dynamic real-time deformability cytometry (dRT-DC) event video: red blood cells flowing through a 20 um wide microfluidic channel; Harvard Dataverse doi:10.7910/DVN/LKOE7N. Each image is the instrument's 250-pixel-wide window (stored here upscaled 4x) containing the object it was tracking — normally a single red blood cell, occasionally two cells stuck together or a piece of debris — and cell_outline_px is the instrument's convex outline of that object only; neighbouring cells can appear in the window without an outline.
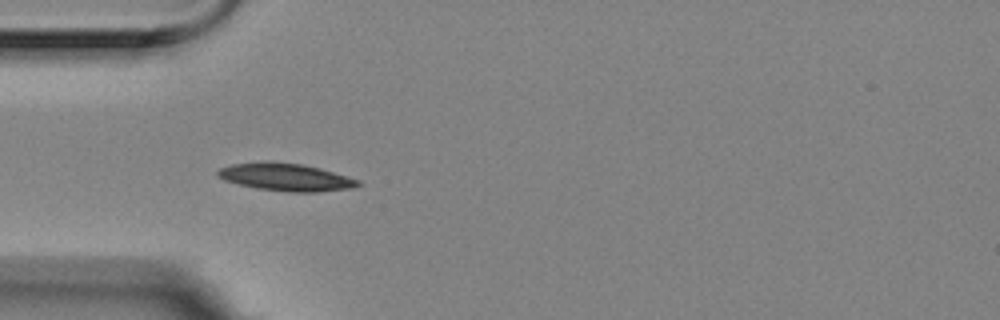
{"species": "Egyptian fruit bat (a non-hibernating species)", "species_latin": "Rousettus aegyptiacus", "temperature_condition": "room temperature", "stored_images_in_passage": 6, "camera_frame_rate_fps": 3000, "um_per_image_px": 0.085, "animal": {"sex": "female"}, "frame": {"image": 1, "passage_image": 5, "time_ms": 1.333, "image_size_px": [1000, 320], "cell_outline_px": [[360, 184], [352, 188], [316, 192], [288, 192], [256, 188], [224, 180], [216, 176], [216, 172], [220, 168], [232, 164], [264, 160], [272, 160], [300, 164], [320, 168], [360, 180]], "centroid_in_image_um": [24.25, 15.04], "position_along_channel_um": 60.7, "area_um2": 22.72}}
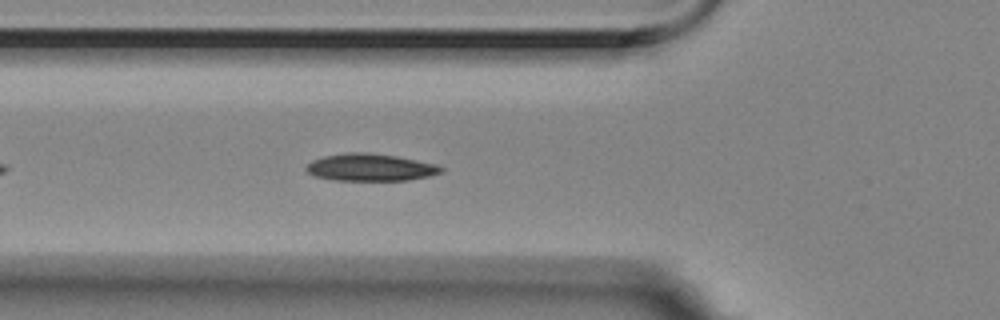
{"frame": {"image": 2, "passage_image": 6, "time_ms": 1.667, "image_size_px": [1000, 320], "cell_outline_px": [[444, 172], [428, 176], [408, 180], [332, 180], [312, 176], [304, 168], [312, 160], [324, 156], [348, 152], [368, 152], [396, 156], [436, 164], [444, 168]], "centroid_in_image_um": [31.46, 14.23], "position_along_channel_um": 94.3, "area_um2": 21.5}}